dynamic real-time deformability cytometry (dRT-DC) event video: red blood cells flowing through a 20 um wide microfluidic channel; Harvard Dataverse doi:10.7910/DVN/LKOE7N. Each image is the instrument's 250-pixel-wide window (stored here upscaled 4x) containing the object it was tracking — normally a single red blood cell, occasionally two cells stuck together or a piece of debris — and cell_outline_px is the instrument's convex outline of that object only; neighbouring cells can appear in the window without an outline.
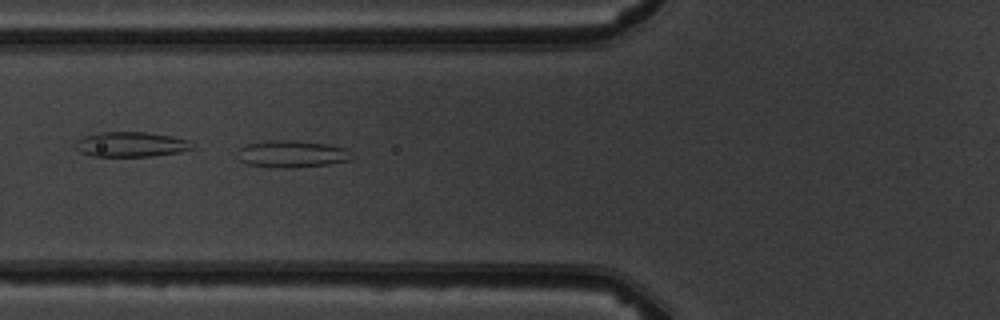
{"species": "common noctule bat (a hibernating species)", "species_latin": "Nyctalus noctula", "temperature_condition": "warm", "stored_images_in_passage": 8, "camera_frame_rate_fps": 3000, "um_per_image_px": 0.085, "animal": {"sex": "male", "body_mass_g": 19.5, "forearm_length_mm": 54.6}, "frame": {"image": 1, "passage_image": 7, "time_ms": 7.0, "image_size_px": [1000, 320], "cell_outline_px": [[352, 156], [348, 160], [328, 164], [292, 168], [272, 168], [248, 164], [240, 160], [240, 148], [248, 144], [276, 140], [292, 140], [324, 144], [344, 148]], "centroid_in_image_um": [24.79, 13.1], "position_along_channel_um": 101.0, "area_um2": 17.51}}